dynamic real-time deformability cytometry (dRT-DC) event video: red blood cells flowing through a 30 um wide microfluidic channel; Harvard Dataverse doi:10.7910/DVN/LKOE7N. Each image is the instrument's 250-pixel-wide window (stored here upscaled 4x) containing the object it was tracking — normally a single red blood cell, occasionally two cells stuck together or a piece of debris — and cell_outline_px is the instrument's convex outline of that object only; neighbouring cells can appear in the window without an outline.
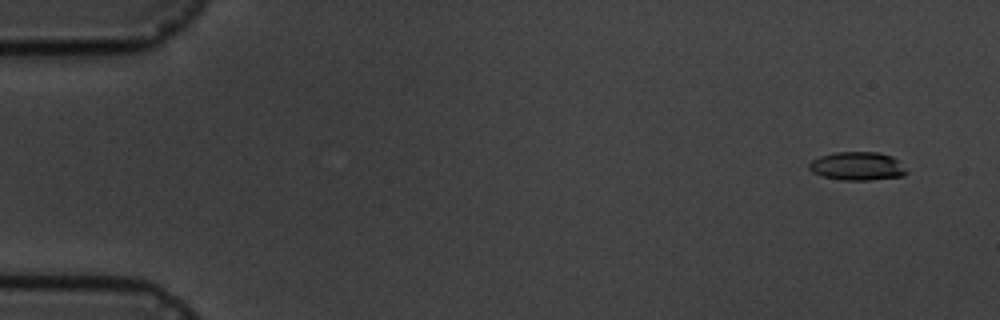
{"species": "common noctule bat (a hibernating species)", "species_latin": "Nyctalus noctula", "temperature_condition": "cold", "stored_images_in_passage": 6, "camera_frame_rate_fps": 3000, "um_per_image_px": 0.085, "animal": {"sex": "male", "body_mass_g": 19.5, "forearm_length_mm": 54.6}, "frame": {"image": 1, "passage_image": 2, "time_ms": 1.0, "image_size_px": [1000, 320], "cell_outline_px": [[908, 172], [904, 176], [872, 180], [840, 180], [824, 176], [812, 172], [808, 168], [808, 164], [812, 160], [820, 156], [836, 152], [876, 152], [892, 156]], "centroid_in_image_um": [72.85, 14.13], "position_along_channel_um": 12.1, "area_um2": 16.07}}
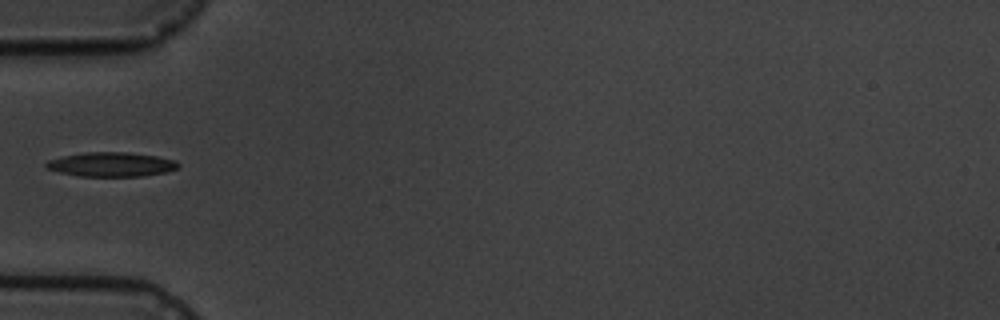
{"frame": {"image": 2, "passage_image": 6, "time_ms": 6.333, "image_size_px": [1000, 320], "cell_outline_px": [[180, 164], [176, 168], [168, 172], [144, 176], [80, 176], [60, 172], [48, 168], [44, 164], [48, 160], [64, 156], [84, 152], [128, 152], [156, 156], [176, 160]], "centroid_in_image_um": [9.5, 13.97], "position_along_channel_um": 75.5, "area_um2": 18.67}}